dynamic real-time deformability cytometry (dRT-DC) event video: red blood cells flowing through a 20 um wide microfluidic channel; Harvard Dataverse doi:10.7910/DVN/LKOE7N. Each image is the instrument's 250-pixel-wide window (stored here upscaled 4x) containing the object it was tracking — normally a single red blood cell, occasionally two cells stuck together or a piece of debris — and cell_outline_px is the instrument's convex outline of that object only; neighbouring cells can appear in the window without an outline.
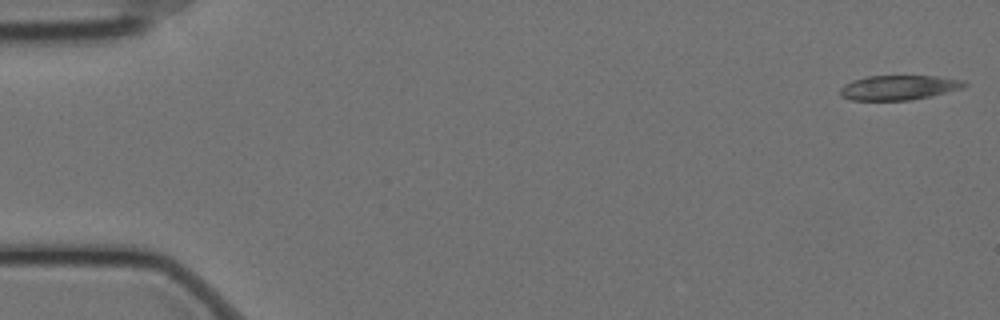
{"species": "Egyptian fruit bat (a non-hibernating species)", "species_latin": "Rousettus aegyptiacus", "temperature_condition": "cold", "stored_images_in_passage": 58, "camera_frame_rate_fps": 3000, "um_per_image_px": 0.085, "animal": {"sex": "female"}, "frame": {"image": 1, "passage_image": 1, "time_ms": 0.0, "image_size_px": [1000, 320], "cell_outline_px": [[968, 84], [960, 88], [932, 96], [912, 100], [852, 100], [840, 96], [840, 88], [844, 84], [852, 80], [868, 76], [936, 76], [964, 80]], "centroid_in_image_um": [76.37, 7.44], "position_along_channel_um": 8.6, "area_um2": 17.86}}
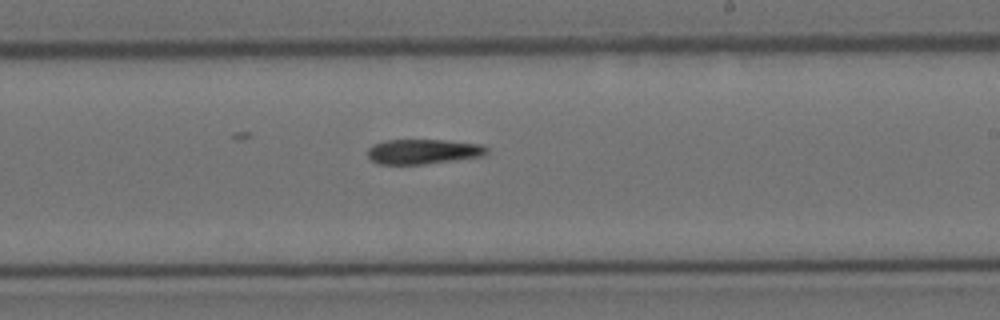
{"frame": {"image": 2, "passage_image": 34, "time_ms": 11.0, "image_size_px": [1000, 320], "cell_outline_px": [[488, 152], [484, 156], [424, 164], [376, 164], [368, 156], [368, 148], [372, 144], [384, 140], [444, 140], [480, 144], [488, 148]], "centroid_in_image_um": [35.95, 12.88], "position_along_channel_um": 253.0, "area_um2": 17.34}}
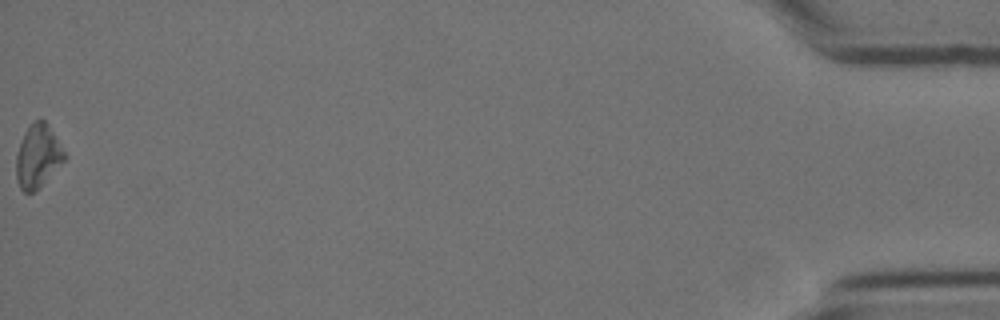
{"frame": {"image": 3, "passage_image": 58, "time_ms": 19.0, "image_size_px": [1000, 320], "cell_outline_px": [[68, 156], [32, 192], [24, 192], [20, 188], [16, 176], [16, 156], [24, 132], [36, 120], [44, 120], [48, 124]], "centroid_in_image_um": [3.21, 13.24], "position_along_channel_um": 432.0, "area_um2": 17.17}}